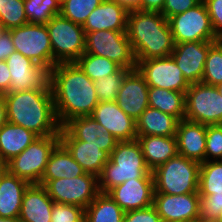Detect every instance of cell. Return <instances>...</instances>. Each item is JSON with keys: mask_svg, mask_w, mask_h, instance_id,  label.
<instances>
[{"mask_svg": "<svg viewBox=\"0 0 222 222\" xmlns=\"http://www.w3.org/2000/svg\"><path fill=\"white\" fill-rule=\"evenodd\" d=\"M213 42L215 41H191L175 44L171 56L189 84L201 82L205 60Z\"/></svg>", "mask_w": 222, "mask_h": 222, "instance_id": "cell-18", "label": "cell"}, {"mask_svg": "<svg viewBox=\"0 0 222 222\" xmlns=\"http://www.w3.org/2000/svg\"><path fill=\"white\" fill-rule=\"evenodd\" d=\"M200 196V219L211 222L222 221V193Z\"/></svg>", "mask_w": 222, "mask_h": 222, "instance_id": "cell-39", "label": "cell"}, {"mask_svg": "<svg viewBox=\"0 0 222 222\" xmlns=\"http://www.w3.org/2000/svg\"><path fill=\"white\" fill-rule=\"evenodd\" d=\"M154 178H133L107 193L125 211L145 209L153 205Z\"/></svg>", "mask_w": 222, "mask_h": 222, "instance_id": "cell-17", "label": "cell"}, {"mask_svg": "<svg viewBox=\"0 0 222 222\" xmlns=\"http://www.w3.org/2000/svg\"><path fill=\"white\" fill-rule=\"evenodd\" d=\"M185 120L206 126L222 124V96L216 86L190 84L185 93Z\"/></svg>", "mask_w": 222, "mask_h": 222, "instance_id": "cell-10", "label": "cell"}, {"mask_svg": "<svg viewBox=\"0 0 222 222\" xmlns=\"http://www.w3.org/2000/svg\"><path fill=\"white\" fill-rule=\"evenodd\" d=\"M90 116L118 141L137 139L136 121L126 115L116 101L99 102Z\"/></svg>", "mask_w": 222, "mask_h": 222, "instance_id": "cell-20", "label": "cell"}, {"mask_svg": "<svg viewBox=\"0 0 222 222\" xmlns=\"http://www.w3.org/2000/svg\"><path fill=\"white\" fill-rule=\"evenodd\" d=\"M168 22L175 44L217 39L203 0L189 10L170 17Z\"/></svg>", "mask_w": 222, "mask_h": 222, "instance_id": "cell-12", "label": "cell"}, {"mask_svg": "<svg viewBox=\"0 0 222 222\" xmlns=\"http://www.w3.org/2000/svg\"><path fill=\"white\" fill-rule=\"evenodd\" d=\"M136 62V69L149 87L186 92L190 86L171 55Z\"/></svg>", "mask_w": 222, "mask_h": 222, "instance_id": "cell-14", "label": "cell"}, {"mask_svg": "<svg viewBox=\"0 0 222 222\" xmlns=\"http://www.w3.org/2000/svg\"><path fill=\"white\" fill-rule=\"evenodd\" d=\"M165 0H140V10L161 12Z\"/></svg>", "mask_w": 222, "mask_h": 222, "instance_id": "cell-47", "label": "cell"}, {"mask_svg": "<svg viewBox=\"0 0 222 222\" xmlns=\"http://www.w3.org/2000/svg\"><path fill=\"white\" fill-rule=\"evenodd\" d=\"M216 88L218 89L220 95L222 96V83L218 84V85L216 86Z\"/></svg>", "mask_w": 222, "mask_h": 222, "instance_id": "cell-55", "label": "cell"}, {"mask_svg": "<svg viewBox=\"0 0 222 222\" xmlns=\"http://www.w3.org/2000/svg\"><path fill=\"white\" fill-rule=\"evenodd\" d=\"M50 86L61 127L73 118L90 116L99 103L94 81L75 62L56 64L51 69Z\"/></svg>", "mask_w": 222, "mask_h": 222, "instance_id": "cell-1", "label": "cell"}, {"mask_svg": "<svg viewBox=\"0 0 222 222\" xmlns=\"http://www.w3.org/2000/svg\"><path fill=\"white\" fill-rule=\"evenodd\" d=\"M179 120L173 115L147 107L136 121L137 135L171 137L176 135Z\"/></svg>", "mask_w": 222, "mask_h": 222, "instance_id": "cell-28", "label": "cell"}, {"mask_svg": "<svg viewBox=\"0 0 222 222\" xmlns=\"http://www.w3.org/2000/svg\"><path fill=\"white\" fill-rule=\"evenodd\" d=\"M88 222H123L125 211L109 196L100 192L85 208Z\"/></svg>", "mask_w": 222, "mask_h": 222, "instance_id": "cell-31", "label": "cell"}, {"mask_svg": "<svg viewBox=\"0 0 222 222\" xmlns=\"http://www.w3.org/2000/svg\"><path fill=\"white\" fill-rule=\"evenodd\" d=\"M7 122L22 126L38 136L60 135L52 89L5 93Z\"/></svg>", "mask_w": 222, "mask_h": 222, "instance_id": "cell-2", "label": "cell"}, {"mask_svg": "<svg viewBox=\"0 0 222 222\" xmlns=\"http://www.w3.org/2000/svg\"><path fill=\"white\" fill-rule=\"evenodd\" d=\"M8 31L15 51L50 70L53 68V52L46 24L26 23Z\"/></svg>", "mask_w": 222, "mask_h": 222, "instance_id": "cell-11", "label": "cell"}, {"mask_svg": "<svg viewBox=\"0 0 222 222\" xmlns=\"http://www.w3.org/2000/svg\"><path fill=\"white\" fill-rule=\"evenodd\" d=\"M53 52V67L58 63L75 62L85 52L86 33L60 14L46 24Z\"/></svg>", "mask_w": 222, "mask_h": 222, "instance_id": "cell-7", "label": "cell"}, {"mask_svg": "<svg viewBox=\"0 0 222 222\" xmlns=\"http://www.w3.org/2000/svg\"><path fill=\"white\" fill-rule=\"evenodd\" d=\"M175 137L179 155L200 164L205 162L206 125L180 120Z\"/></svg>", "mask_w": 222, "mask_h": 222, "instance_id": "cell-22", "label": "cell"}, {"mask_svg": "<svg viewBox=\"0 0 222 222\" xmlns=\"http://www.w3.org/2000/svg\"><path fill=\"white\" fill-rule=\"evenodd\" d=\"M153 206L166 222H194L200 217L199 192L181 195L154 193Z\"/></svg>", "mask_w": 222, "mask_h": 222, "instance_id": "cell-16", "label": "cell"}, {"mask_svg": "<svg viewBox=\"0 0 222 222\" xmlns=\"http://www.w3.org/2000/svg\"><path fill=\"white\" fill-rule=\"evenodd\" d=\"M133 178H154L146 165L137 139L118 141L98 177L99 191L107 193L113 187Z\"/></svg>", "mask_w": 222, "mask_h": 222, "instance_id": "cell-4", "label": "cell"}, {"mask_svg": "<svg viewBox=\"0 0 222 222\" xmlns=\"http://www.w3.org/2000/svg\"><path fill=\"white\" fill-rule=\"evenodd\" d=\"M38 137L31 130L6 122L0 127V160L7 163Z\"/></svg>", "mask_w": 222, "mask_h": 222, "instance_id": "cell-27", "label": "cell"}, {"mask_svg": "<svg viewBox=\"0 0 222 222\" xmlns=\"http://www.w3.org/2000/svg\"><path fill=\"white\" fill-rule=\"evenodd\" d=\"M85 53L105 57L123 69H136V59L126 31L85 32Z\"/></svg>", "mask_w": 222, "mask_h": 222, "instance_id": "cell-8", "label": "cell"}, {"mask_svg": "<svg viewBox=\"0 0 222 222\" xmlns=\"http://www.w3.org/2000/svg\"><path fill=\"white\" fill-rule=\"evenodd\" d=\"M11 83V75L6 61H0V95L8 92Z\"/></svg>", "mask_w": 222, "mask_h": 222, "instance_id": "cell-46", "label": "cell"}, {"mask_svg": "<svg viewBox=\"0 0 222 222\" xmlns=\"http://www.w3.org/2000/svg\"><path fill=\"white\" fill-rule=\"evenodd\" d=\"M30 183L7 170L0 177V217H19L22 198Z\"/></svg>", "mask_w": 222, "mask_h": 222, "instance_id": "cell-24", "label": "cell"}, {"mask_svg": "<svg viewBox=\"0 0 222 222\" xmlns=\"http://www.w3.org/2000/svg\"><path fill=\"white\" fill-rule=\"evenodd\" d=\"M194 222H211V221H204V220H202V219H198V220H196V221H194Z\"/></svg>", "mask_w": 222, "mask_h": 222, "instance_id": "cell-56", "label": "cell"}, {"mask_svg": "<svg viewBox=\"0 0 222 222\" xmlns=\"http://www.w3.org/2000/svg\"><path fill=\"white\" fill-rule=\"evenodd\" d=\"M149 86L137 69L129 70L116 97V103L126 115L137 121L149 107Z\"/></svg>", "mask_w": 222, "mask_h": 222, "instance_id": "cell-19", "label": "cell"}, {"mask_svg": "<svg viewBox=\"0 0 222 222\" xmlns=\"http://www.w3.org/2000/svg\"><path fill=\"white\" fill-rule=\"evenodd\" d=\"M185 93L175 90L149 87V107L176 117L179 121L185 119Z\"/></svg>", "mask_w": 222, "mask_h": 222, "instance_id": "cell-30", "label": "cell"}, {"mask_svg": "<svg viewBox=\"0 0 222 222\" xmlns=\"http://www.w3.org/2000/svg\"><path fill=\"white\" fill-rule=\"evenodd\" d=\"M201 83L210 86L222 83V48L216 41L209 47Z\"/></svg>", "mask_w": 222, "mask_h": 222, "instance_id": "cell-36", "label": "cell"}, {"mask_svg": "<svg viewBox=\"0 0 222 222\" xmlns=\"http://www.w3.org/2000/svg\"><path fill=\"white\" fill-rule=\"evenodd\" d=\"M222 157V124L206 126L205 161Z\"/></svg>", "mask_w": 222, "mask_h": 222, "instance_id": "cell-40", "label": "cell"}, {"mask_svg": "<svg viewBox=\"0 0 222 222\" xmlns=\"http://www.w3.org/2000/svg\"><path fill=\"white\" fill-rule=\"evenodd\" d=\"M104 0H65L60 15L75 24L83 26L89 14Z\"/></svg>", "mask_w": 222, "mask_h": 222, "instance_id": "cell-35", "label": "cell"}, {"mask_svg": "<svg viewBox=\"0 0 222 222\" xmlns=\"http://www.w3.org/2000/svg\"><path fill=\"white\" fill-rule=\"evenodd\" d=\"M75 63L92 81L114 74L121 68L117 63L108 58L85 52Z\"/></svg>", "mask_w": 222, "mask_h": 222, "instance_id": "cell-32", "label": "cell"}, {"mask_svg": "<svg viewBox=\"0 0 222 222\" xmlns=\"http://www.w3.org/2000/svg\"><path fill=\"white\" fill-rule=\"evenodd\" d=\"M50 198L55 203L77 205L86 208L100 193L98 177L85 173L74 178L41 180Z\"/></svg>", "mask_w": 222, "mask_h": 222, "instance_id": "cell-9", "label": "cell"}, {"mask_svg": "<svg viewBox=\"0 0 222 222\" xmlns=\"http://www.w3.org/2000/svg\"><path fill=\"white\" fill-rule=\"evenodd\" d=\"M0 222H21V221H20V219L18 217H16V218H10V217L3 218V217H0Z\"/></svg>", "mask_w": 222, "mask_h": 222, "instance_id": "cell-50", "label": "cell"}, {"mask_svg": "<svg viewBox=\"0 0 222 222\" xmlns=\"http://www.w3.org/2000/svg\"><path fill=\"white\" fill-rule=\"evenodd\" d=\"M74 222H88L85 213L78 220H76Z\"/></svg>", "mask_w": 222, "mask_h": 222, "instance_id": "cell-53", "label": "cell"}, {"mask_svg": "<svg viewBox=\"0 0 222 222\" xmlns=\"http://www.w3.org/2000/svg\"><path fill=\"white\" fill-rule=\"evenodd\" d=\"M124 6L128 11L139 9L140 10V0H113Z\"/></svg>", "mask_w": 222, "mask_h": 222, "instance_id": "cell-48", "label": "cell"}, {"mask_svg": "<svg viewBox=\"0 0 222 222\" xmlns=\"http://www.w3.org/2000/svg\"><path fill=\"white\" fill-rule=\"evenodd\" d=\"M60 143L86 173L99 177L104 165L109 161L110 155L99 146L86 145V142L81 140H60Z\"/></svg>", "mask_w": 222, "mask_h": 222, "instance_id": "cell-25", "label": "cell"}, {"mask_svg": "<svg viewBox=\"0 0 222 222\" xmlns=\"http://www.w3.org/2000/svg\"><path fill=\"white\" fill-rule=\"evenodd\" d=\"M216 37L222 36V0H203Z\"/></svg>", "mask_w": 222, "mask_h": 222, "instance_id": "cell-44", "label": "cell"}, {"mask_svg": "<svg viewBox=\"0 0 222 222\" xmlns=\"http://www.w3.org/2000/svg\"><path fill=\"white\" fill-rule=\"evenodd\" d=\"M53 204L43 185L30 184L24 192L18 218L21 222H51Z\"/></svg>", "mask_w": 222, "mask_h": 222, "instance_id": "cell-23", "label": "cell"}, {"mask_svg": "<svg viewBox=\"0 0 222 222\" xmlns=\"http://www.w3.org/2000/svg\"><path fill=\"white\" fill-rule=\"evenodd\" d=\"M60 140H81L86 145L99 146L109 155L118 140L106 128L100 126L92 116L76 117L69 120L60 130Z\"/></svg>", "mask_w": 222, "mask_h": 222, "instance_id": "cell-15", "label": "cell"}, {"mask_svg": "<svg viewBox=\"0 0 222 222\" xmlns=\"http://www.w3.org/2000/svg\"><path fill=\"white\" fill-rule=\"evenodd\" d=\"M216 42L221 46L222 48V36L217 37Z\"/></svg>", "mask_w": 222, "mask_h": 222, "instance_id": "cell-54", "label": "cell"}, {"mask_svg": "<svg viewBox=\"0 0 222 222\" xmlns=\"http://www.w3.org/2000/svg\"><path fill=\"white\" fill-rule=\"evenodd\" d=\"M200 163L177 154L152 171L154 193L181 195L199 190Z\"/></svg>", "mask_w": 222, "mask_h": 222, "instance_id": "cell-5", "label": "cell"}, {"mask_svg": "<svg viewBox=\"0 0 222 222\" xmlns=\"http://www.w3.org/2000/svg\"><path fill=\"white\" fill-rule=\"evenodd\" d=\"M199 195L222 193V162L220 160L205 161L200 164Z\"/></svg>", "mask_w": 222, "mask_h": 222, "instance_id": "cell-33", "label": "cell"}, {"mask_svg": "<svg viewBox=\"0 0 222 222\" xmlns=\"http://www.w3.org/2000/svg\"><path fill=\"white\" fill-rule=\"evenodd\" d=\"M15 51L10 32L0 37V61H5Z\"/></svg>", "mask_w": 222, "mask_h": 222, "instance_id": "cell-45", "label": "cell"}, {"mask_svg": "<svg viewBox=\"0 0 222 222\" xmlns=\"http://www.w3.org/2000/svg\"><path fill=\"white\" fill-rule=\"evenodd\" d=\"M128 71L129 69L120 68L116 73L94 81V87L99 102L116 100L117 93L124 80V75Z\"/></svg>", "mask_w": 222, "mask_h": 222, "instance_id": "cell-38", "label": "cell"}, {"mask_svg": "<svg viewBox=\"0 0 222 222\" xmlns=\"http://www.w3.org/2000/svg\"><path fill=\"white\" fill-rule=\"evenodd\" d=\"M85 213V209L77 205L55 203L52 206L51 222H74Z\"/></svg>", "mask_w": 222, "mask_h": 222, "instance_id": "cell-41", "label": "cell"}, {"mask_svg": "<svg viewBox=\"0 0 222 222\" xmlns=\"http://www.w3.org/2000/svg\"><path fill=\"white\" fill-rule=\"evenodd\" d=\"M137 140L151 172L178 154L175 136L137 135Z\"/></svg>", "mask_w": 222, "mask_h": 222, "instance_id": "cell-26", "label": "cell"}, {"mask_svg": "<svg viewBox=\"0 0 222 222\" xmlns=\"http://www.w3.org/2000/svg\"><path fill=\"white\" fill-rule=\"evenodd\" d=\"M126 32L136 60L170 56L175 46L169 22L160 12L128 11Z\"/></svg>", "mask_w": 222, "mask_h": 222, "instance_id": "cell-3", "label": "cell"}, {"mask_svg": "<svg viewBox=\"0 0 222 222\" xmlns=\"http://www.w3.org/2000/svg\"><path fill=\"white\" fill-rule=\"evenodd\" d=\"M5 171H6V163L0 160V177L4 174Z\"/></svg>", "mask_w": 222, "mask_h": 222, "instance_id": "cell-51", "label": "cell"}, {"mask_svg": "<svg viewBox=\"0 0 222 222\" xmlns=\"http://www.w3.org/2000/svg\"><path fill=\"white\" fill-rule=\"evenodd\" d=\"M24 9L28 23L47 24L60 14L61 5L57 0H24Z\"/></svg>", "mask_w": 222, "mask_h": 222, "instance_id": "cell-34", "label": "cell"}, {"mask_svg": "<svg viewBox=\"0 0 222 222\" xmlns=\"http://www.w3.org/2000/svg\"><path fill=\"white\" fill-rule=\"evenodd\" d=\"M85 173L68 150L59 143L50 155L41 180L70 179Z\"/></svg>", "mask_w": 222, "mask_h": 222, "instance_id": "cell-29", "label": "cell"}, {"mask_svg": "<svg viewBox=\"0 0 222 222\" xmlns=\"http://www.w3.org/2000/svg\"><path fill=\"white\" fill-rule=\"evenodd\" d=\"M123 222H163L152 205L145 209H138L125 212Z\"/></svg>", "mask_w": 222, "mask_h": 222, "instance_id": "cell-43", "label": "cell"}, {"mask_svg": "<svg viewBox=\"0 0 222 222\" xmlns=\"http://www.w3.org/2000/svg\"><path fill=\"white\" fill-rule=\"evenodd\" d=\"M8 30L5 28V26L3 25V23L0 21V37L7 32Z\"/></svg>", "mask_w": 222, "mask_h": 222, "instance_id": "cell-52", "label": "cell"}, {"mask_svg": "<svg viewBox=\"0 0 222 222\" xmlns=\"http://www.w3.org/2000/svg\"><path fill=\"white\" fill-rule=\"evenodd\" d=\"M11 75L7 93L32 89H51V70L33 62L18 51H14L6 60Z\"/></svg>", "mask_w": 222, "mask_h": 222, "instance_id": "cell-13", "label": "cell"}, {"mask_svg": "<svg viewBox=\"0 0 222 222\" xmlns=\"http://www.w3.org/2000/svg\"><path fill=\"white\" fill-rule=\"evenodd\" d=\"M59 4L61 5L65 0H57Z\"/></svg>", "mask_w": 222, "mask_h": 222, "instance_id": "cell-57", "label": "cell"}, {"mask_svg": "<svg viewBox=\"0 0 222 222\" xmlns=\"http://www.w3.org/2000/svg\"><path fill=\"white\" fill-rule=\"evenodd\" d=\"M60 135L39 136L20 154L6 163V170L30 184H39Z\"/></svg>", "mask_w": 222, "mask_h": 222, "instance_id": "cell-6", "label": "cell"}, {"mask_svg": "<svg viewBox=\"0 0 222 222\" xmlns=\"http://www.w3.org/2000/svg\"><path fill=\"white\" fill-rule=\"evenodd\" d=\"M202 0H165L160 12L167 20L179 13H183L199 4Z\"/></svg>", "mask_w": 222, "mask_h": 222, "instance_id": "cell-42", "label": "cell"}, {"mask_svg": "<svg viewBox=\"0 0 222 222\" xmlns=\"http://www.w3.org/2000/svg\"><path fill=\"white\" fill-rule=\"evenodd\" d=\"M128 10L113 0H104L87 17L85 32L100 30L127 31Z\"/></svg>", "mask_w": 222, "mask_h": 222, "instance_id": "cell-21", "label": "cell"}, {"mask_svg": "<svg viewBox=\"0 0 222 222\" xmlns=\"http://www.w3.org/2000/svg\"><path fill=\"white\" fill-rule=\"evenodd\" d=\"M7 122L6 102L3 95H0V127Z\"/></svg>", "mask_w": 222, "mask_h": 222, "instance_id": "cell-49", "label": "cell"}, {"mask_svg": "<svg viewBox=\"0 0 222 222\" xmlns=\"http://www.w3.org/2000/svg\"><path fill=\"white\" fill-rule=\"evenodd\" d=\"M0 21L7 30L28 23L24 0H0Z\"/></svg>", "mask_w": 222, "mask_h": 222, "instance_id": "cell-37", "label": "cell"}]
</instances>
